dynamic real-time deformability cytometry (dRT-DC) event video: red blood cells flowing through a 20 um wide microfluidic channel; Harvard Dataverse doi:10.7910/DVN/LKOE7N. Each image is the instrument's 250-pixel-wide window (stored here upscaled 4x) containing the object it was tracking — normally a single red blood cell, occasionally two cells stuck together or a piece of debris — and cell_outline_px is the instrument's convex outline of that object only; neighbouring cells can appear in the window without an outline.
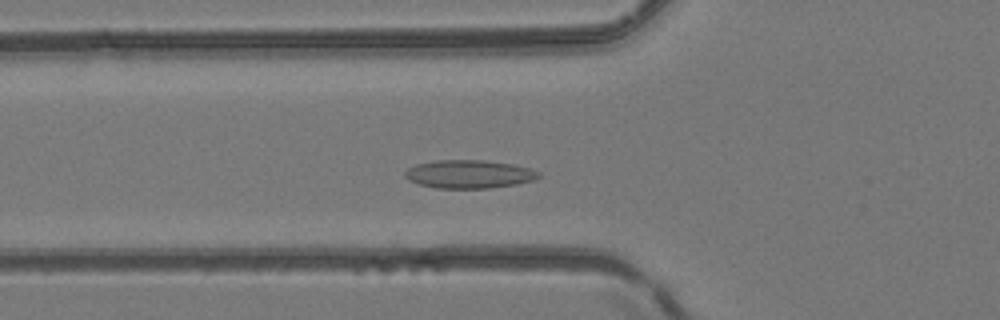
{"species": "common noctule bat (a hibernating species)", "species_latin": "Nyctalus noctula", "temperature_condition": "room temperature", "stored_images_in_passage": 40, "segment_of_instrument_passage": [1, 2], "camera_frame_rate_fps": 3000, "um_per_image_px": 0.085, "animal": {"sex": "female", "body_mass_g": 24.6, "forearm_length_mm": 56.2}, "frame": {"image": 1, "passage_image": 9, "time_ms": 2.667, "image_size_px": [1000, 320], "cell_outline_px": [[540, 176], [536, 180], [516, 184], [488, 188], [436, 188], [420, 184], [408, 180], [404, 176], [404, 172], [408, 168], [416, 164], [436, 160], [484, 160], [512, 164], [532, 168], [540, 172]], "centroid_in_image_um": [39.89, 14.8], "position_along_channel_um": 85.9, "area_um2": 22.14}}
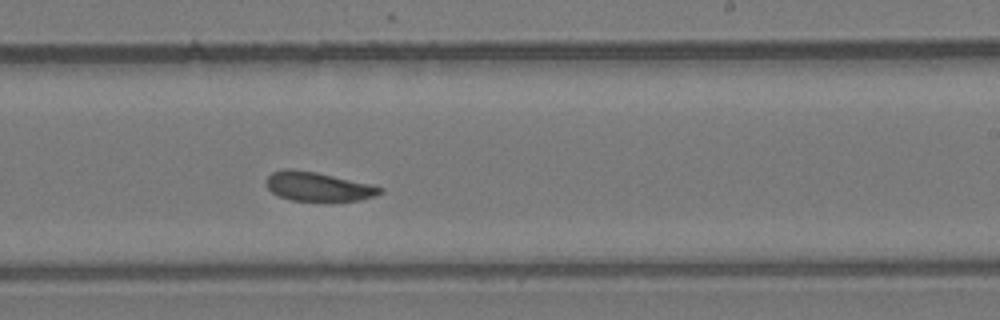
{"frame": {"image": 2, "passage_image": 21, "time_ms": 6.667, "image_size_px": [1000, 320], "cell_outline_px": [[384, 192], [376, 196], [360, 200], [292, 200], [280, 196], [272, 192], [264, 184], [264, 180], [272, 172], [284, 168], [292, 168], [316, 172], [368, 184], [384, 188]], "centroid_in_image_um": [26.99, 15.84], "position_along_channel_um": 262.0, "area_um2": 19.13}}
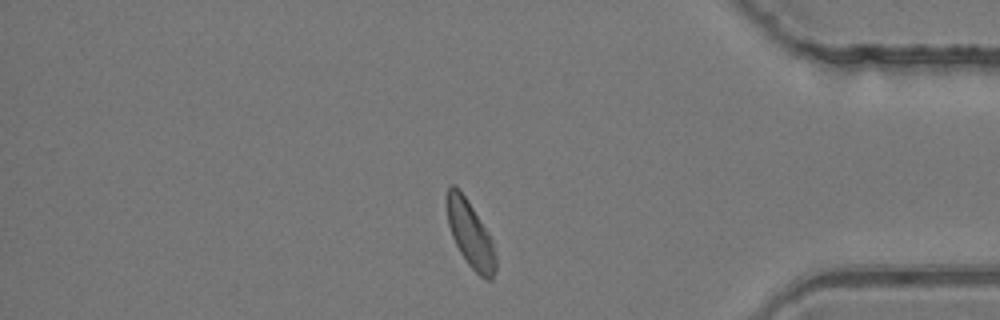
{"frame": {"image": 3, "passage_image": 32, "time_ms": 10.333, "image_size_px": [1000, 320], "cell_outline_px": [[496, 272], [492, 280], [484, 280], [468, 264], [460, 252], [452, 236], [448, 224], [444, 200], [444, 196], [448, 184], [456, 184], [460, 188], [488, 232], [492, 240], [496, 256]], "centroid_in_image_um": [39.94, 19.84], "position_along_channel_um": 395.3, "area_um2": 19.42}}